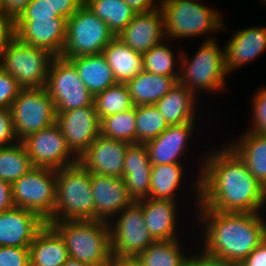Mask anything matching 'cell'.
Wrapping results in <instances>:
<instances>
[{
	"instance_id": "cell-1",
	"label": "cell",
	"mask_w": 266,
	"mask_h": 266,
	"mask_svg": "<svg viewBox=\"0 0 266 266\" xmlns=\"http://www.w3.org/2000/svg\"><path fill=\"white\" fill-rule=\"evenodd\" d=\"M204 156L200 174L191 186L196 191L198 207L260 213L266 203L264 187L230 145Z\"/></svg>"
},
{
	"instance_id": "cell-2",
	"label": "cell",
	"mask_w": 266,
	"mask_h": 266,
	"mask_svg": "<svg viewBox=\"0 0 266 266\" xmlns=\"http://www.w3.org/2000/svg\"><path fill=\"white\" fill-rule=\"evenodd\" d=\"M198 209L197 219L205 230L203 250L210 255L240 264L266 239V223L260 213Z\"/></svg>"
},
{
	"instance_id": "cell-3",
	"label": "cell",
	"mask_w": 266,
	"mask_h": 266,
	"mask_svg": "<svg viewBox=\"0 0 266 266\" xmlns=\"http://www.w3.org/2000/svg\"><path fill=\"white\" fill-rule=\"evenodd\" d=\"M64 240L69 258L89 266H112L110 227L101 220L47 222Z\"/></svg>"
},
{
	"instance_id": "cell-4",
	"label": "cell",
	"mask_w": 266,
	"mask_h": 266,
	"mask_svg": "<svg viewBox=\"0 0 266 266\" xmlns=\"http://www.w3.org/2000/svg\"><path fill=\"white\" fill-rule=\"evenodd\" d=\"M94 220L91 173L79 162L57 170L54 215L48 222Z\"/></svg>"
},
{
	"instance_id": "cell-5",
	"label": "cell",
	"mask_w": 266,
	"mask_h": 266,
	"mask_svg": "<svg viewBox=\"0 0 266 266\" xmlns=\"http://www.w3.org/2000/svg\"><path fill=\"white\" fill-rule=\"evenodd\" d=\"M215 39L207 38L189 61L187 56H183L185 54L183 52L179 58L177 57L181 59L180 68L177 67L181 70L178 82L194 94L198 89L218 92L226 88L228 73L225 65V50H220Z\"/></svg>"
},
{
	"instance_id": "cell-6",
	"label": "cell",
	"mask_w": 266,
	"mask_h": 266,
	"mask_svg": "<svg viewBox=\"0 0 266 266\" xmlns=\"http://www.w3.org/2000/svg\"><path fill=\"white\" fill-rule=\"evenodd\" d=\"M55 56L12 36L0 60V67L13 76L22 89L46 87L50 64Z\"/></svg>"
},
{
	"instance_id": "cell-7",
	"label": "cell",
	"mask_w": 266,
	"mask_h": 266,
	"mask_svg": "<svg viewBox=\"0 0 266 266\" xmlns=\"http://www.w3.org/2000/svg\"><path fill=\"white\" fill-rule=\"evenodd\" d=\"M166 39L211 34L223 28L222 16L197 0H173L161 7Z\"/></svg>"
},
{
	"instance_id": "cell-8",
	"label": "cell",
	"mask_w": 266,
	"mask_h": 266,
	"mask_svg": "<svg viewBox=\"0 0 266 266\" xmlns=\"http://www.w3.org/2000/svg\"><path fill=\"white\" fill-rule=\"evenodd\" d=\"M108 24L83 4L67 19L64 59L102 53L114 38Z\"/></svg>"
},
{
	"instance_id": "cell-9",
	"label": "cell",
	"mask_w": 266,
	"mask_h": 266,
	"mask_svg": "<svg viewBox=\"0 0 266 266\" xmlns=\"http://www.w3.org/2000/svg\"><path fill=\"white\" fill-rule=\"evenodd\" d=\"M57 170L34 167L11 185L14 207L37 213L46 223L53 217Z\"/></svg>"
},
{
	"instance_id": "cell-10",
	"label": "cell",
	"mask_w": 266,
	"mask_h": 266,
	"mask_svg": "<svg viewBox=\"0 0 266 266\" xmlns=\"http://www.w3.org/2000/svg\"><path fill=\"white\" fill-rule=\"evenodd\" d=\"M10 110L18 141L56 123V109L46 87L21 89Z\"/></svg>"
},
{
	"instance_id": "cell-11",
	"label": "cell",
	"mask_w": 266,
	"mask_h": 266,
	"mask_svg": "<svg viewBox=\"0 0 266 266\" xmlns=\"http://www.w3.org/2000/svg\"><path fill=\"white\" fill-rule=\"evenodd\" d=\"M46 89L56 112L94 104L95 97L82 82L75 66L61 56L54 57L50 64Z\"/></svg>"
},
{
	"instance_id": "cell-12",
	"label": "cell",
	"mask_w": 266,
	"mask_h": 266,
	"mask_svg": "<svg viewBox=\"0 0 266 266\" xmlns=\"http://www.w3.org/2000/svg\"><path fill=\"white\" fill-rule=\"evenodd\" d=\"M117 216L109 223L112 256L114 260L136 258L155 242L146 228L142 207L134 201Z\"/></svg>"
},
{
	"instance_id": "cell-13",
	"label": "cell",
	"mask_w": 266,
	"mask_h": 266,
	"mask_svg": "<svg viewBox=\"0 0 266 266\" xmlns=\"http://www.w3.org/2000/svg\"><path fill=\"white\" fill-rule=\"evenodd\" d=\"M21 142L34 167L59 170L79 162V158L68 147L57 123L30 134Z\"/></svg>"
},
{
	"instance_id": "cell-14",
	"label": "cell",
	"mask_w": 266,
	"mask_h": 266,
	"mask_svg": "<svg viewBox=\"0 0 266 266\" xmlns=\"http://www.w3.org/2000/svg\"><path fill=\"white\" fill-rule=\"evenodd\" d=\"M56 114V123L68 147L80 158L100 135V119L95 103L66 112H56Z\"/></svg>"
},
{
	"instance_id": "cell-15",
	"label": "cell",
	"mask_w": 266,
	"mask_h": 266,
	"mask_svg": "<svg viewBox=\"0 0 266 266\" xmlns=\"http://www.w3.org/2000/svg\"><path fill=\"white\" fill-rule=\"evenodd\" d=\"M67 20L65 18L15 20L14 36L22 42L61 56L66 41Z\"/></svg>"
},
{
	"instance_id": "cell-16",
	"label": "cell",
	"mask_w": 266,
	"mask_h": 266,
	"mask_svg": "<svg viewBox=\"0 0 266 266\" xmlns=\"http://www.w3.org/2000/svg\"><path fill=\"white\" fill-rule=\"evenodd\" d=\"M91 189L94 220L113 223L112 216H116L134 202L128 194L123 178L91 173Z\"/></svg>"
},
{
	"instance_id": "cell-17",
	"label": "cell",
	"mask_w": 266,
	"mask_h": 266,
	"mask_svg": "<svg viewBox=\"0 0 266 266\" xmlns=\"http://www.w3.org/2000/svg\"><path fill=\"white\" fill-rule=\"evenodd\" d=\"M128 145L100 134L80 156L79 163L90 173L122 178Z\"/></svg>"
},
{
	"instance_id": "cell-18",
	"label": "cell",
	"mask_w": 266,
	"mask_h": 266,
	"mask_svg": "<svg viewBox=\"0 0 266 266\" xmlns=\"http://www.w3.org/2000/svg\"><path fill=\"white\" fill-rule=\"evenodd\" d=\"M118 37L136 52L144 54L166 39L164 15L157 7L152 11L136 13Z\"/></svg>"
},
{
	"instance_id": "cell-19",
	"label": "cell",
	"mask_w": 266,
	"mask_h": 266,
	"mask_svg": "<svg viewBox=\"0 0 266 266\" xmlns=\"http://www.w3.org/2000/svg\"><path fill=\"white\" fill-rule=\"evenodd\" d=\"M46 225L37 213L13 207L0 213V247H29Z\"/></svg>"
},
{
	"instance_id": "cell-20",
	"label": "cell",
	"mask_w": 266,
	"mask_h": 266,
	"mask_svg": "<svg viewBox=\"0 0 266 266\" xmlns=\"http://www.w3.org/2000/svg\"><path fill=\"white\" fill-rule=\"evenodd\" d=\"M196 122L170 125L158 137L145 143L152 165L180 163Z\"/></svg>"
},
{
	"instance_id": "cell-21",
	"label": "cell",
	"mask_w": 266,
	"mask_h": 266,
	"mask_svg": "<svg viewBox=\"0 0 266 266\" xmlns=\"http://www.w3.org/2000/svg\"><path fill=\"white\" fill-rule=\"evenodd\" d=\"M225 50V65L230 74L242 65L256 59L266 50V27H248L236 31L228 40Z\"/></svg>"
},
{
	"instance_id": "cell-22",
	"label": "cell",
	"mask_w": 266,
	"mask_h": 266,
	"mask_svg": "<svg viewBox=\"0 0 266 266\" xmlns=\"http://www.w3.org/2000/svg\"><path fill=\"white\" fill-rule=\"evenodd\" d=\"M152 164L145 144H129L125 154L123 179L133 201L149 197Z\"/></svg>"
},
{
	"instance_id": "cell-23",
	"label": "cell",
	"mask_w": 266,
	"mask_h": 266,
	"mask_svg": "<svg viewBox=\"0 0 266 266\" xmlns=\"http://www.w3.org/2000/svg\"><path fill=\"white\" fill-rule=\"evenodd\" d=\"M136 202L142 207L146 228L155 241L178 238L176 201L145 198Z\"/></svg>"
},
{
	"instance_id": "cell-24",
	"label": "cell",
	"mask_w": 266,
	"mask_h": 266,
	"mask_svg": "<svg viewBox=\"0 0 266 266\" xmlns=\"http://www.w3.org/2000/svg\"><path fill=\"white\" fill-rule=\"evenodd\" d=\"M68 259L64 240L46 223L29 246L30 266H63Z\"/></svg>"
},
{
	"instance_id": "cell-25",
	"label": "cell",
	"mask_w": 266,
	"mask_h": 266,
	"mask_svg": "<svg viewBox=\"0 0 266 266\" xmlns=\"http://www.w3.org/2000/svg\"><path fill=\"white\" fill-rule=\"evenodd\" d=\"M196 94L177 82L154 105L160 110L168 125L188 123L196 118ZM196 101V102H195ZM196 104V105H195Z\"/></svg>"
},
{
	"instance_id": "cell-26",
	"label": "cell",
	"mask_w": 266,
	"mask_h": 266,
	"mask_svg": "<svg viewBox=\"0 0 266 266\" xmlns=\"http://www.w3.org/2000/svg\"><path fill=\"white\" fill-rule=\"evenodd\" d=\"M178 79L179 77L163 76L142 70L125 84L134 106L151 105L165 96L175 86Z\"/></svg>"
},
{
	"instance_id": "cell-27",
	"label": "cell",
	"mask_w": 266,
	"mask_h": 266,
	"mask_svg": "<svg viewBox=\"0 0 266 266\" xmlns=\"http://www.w3.org/2000/svg\"><path fill=\"white\" fill-rule=\"evenodd\" d=\"M116 82L126 83L143 70L142 54L127 46L118 36L102 51Z\"/></svg>"
},
{
	"instance_id": "cell-28",
	"label": "cell",
	"mask_w": 266,
	"mask_h": 266,
	"mask_svg": "<svg viewBox=\"0 0 266 266\" xmlns=\"http://www.w3.org/2000/svg\"><path fill=\"white\" fill-rule=\"evenodd\" d=\"M68 60L75 66L82 82L94 97L117 83L113 71L102 53Z\"/></svg>"
},
{
	"instance_id": "cell-29",
	"label": "cell",
	"mask_w": 266,
	"mask_h": 266,
	"mask_svg": "<svg viewBox=\"0 0 266 266\" xmlns=\"http://www.w3.org/2000/svg\"><path fill=\"white\" fill-rule=\"evenodd\" d=\"M231 148L245 162L251 175L264 187L266 185V135L245 131Z\"/></svg>"
},
{
	"instance_id": "cell-30",
	"label": "cell",
	"mask_w": 266,
	"mask_h": 266,
	"mask_svg": "<svg viewBox=\"0 0 266 266\" xmlns=\"http://www.w3.org/2000/svg\"><path fill=\"white\" fill-rule=\"evenodd\" d=\"M183 174L181 163L152 165L148 198L176 201L175 194Z\"/></svg>"
},
{
	"instance_id": "cell-31",
	"label": "cell",
	"mask_w": 266,
	"mask_h": 266,
	"mask_svg": "<svg viewBox=\"0 0 266 266\" xmlns=\"http://www.w3.org/2000/svg\"><path fill=\"white\" fill-rule=\"evenodd\" d=\"M84 4L108 24L115 37L136 15V12L124 0H85Z\"/></svg>"
},
{
	"instance_id": "cell-32",
	"label": "cell",
	"mask_w": 266,
	"mask_h": 266,
	"mask_svg": "<svg viewBox=\"0 0 266 266\" xmlns=\"http://www.w3.org/2000/svg\"><path fill=\"white\" fill-rule=\"evenodd\" d=\"M180 246L178 238L155 241L135 259L142 266H186L189 256Z\"/></svg>"
},
{
	"instance_id": "cell-33",
	"label": "cell",
	"mask_w": 266,
	"mask_h": 266,
	"mask_svg": "<svg viewBox=\"0 0 266 266\" xmlns=\"http://www.w3.org/2000/svg\"><path fill=\"white\" fill-rule=\"evenodd\" d=\"M34 166L21 141L0 147V179L9 184L28 173Z\"/></svg>"
},
{
	"instance_id": "cell-34",
	"label": "cell",
	"mask_w": 266,
	"mask_h": 266,
	"mask_svg": "<svg viewBox=\"0 0 266 266\" xmlns=\"http://www.w3.org/2000/svg\"><path fill=\"white\" fill-rule=\"evenodd\" d=\"M100 134L106 138L136 144V106L104 117L100 121Z\"/></svg>"
},
{
	"instance_id": "cell-35",
	"label": "cell",
	"mask_w": 266,
	"mask_h": 266,
	"mask_svg": "<svg viewBox=\"0 0 266 266\" xmlns=\"http://www.w3.org/2000/svg\"><path fill=\"white\" fill-rule=\"evenodd\" d=\"M168 127L165 118L154 104L136 106V143L145 144L158 137Z\"/></svg>"
},
{
	"instance_id": "cell-36",
	"label": "cell",
	"mask_w": 266,
	"mask_h": 266,
	"mask_svg": "<svg viewBox=\"0 0 266 266\" xmlns=\"http://www.w3.org/2000/svg\"><path fill=\"white\" fill-rule=\"evenodd\" d=\"M96 111L100 121L111 114L132 108L130 93L125 83L117 82L94 98Z\"/></svg>"
},
{
	"instance_id": "cell-37",
	"label": "cell",
	"mask_w": 266,
	"mask_h": 266,
	"mask_svg": "<svg viewBox=\"0 0 266 266\" xmlns=\"http://www.w3.org/2000/svg\"><path fill=\"white\" fill-rule=\"evenodd\" d=\"M171 50L163 41L153 46L142 54L143 70L163 76L179 77L180 71H176L174 68L177 67L175 66L177 59Z\"/></svg>"
},
{
	"instance_id": "cell-38",
	"label": "cell",
	"mask_w": 266,
	"mask_h": 266,
	"mask_svg": "<svg viewBox=\"0 0 266 266\" xmlns=\"http://www.w3.org/2000/svg\"><path fill=\"white\" fill-rule=\"evenodd\" d=\"M256 94L252 96V112H253V123L250 131L255 133L266 135V87H262L257 90Z\"/></svg>"
},
{
	"instance_id": "cell-39",
	"label": "cell",
	"mask_w": 266,
	"mask_h": 266,
	"mask_svg": "<svg viewBox=\"0 0 266 266\" xmlns=\"http://www.w3.org/2000/svg\"><path fill=\"white\" fill-rule=\"evenodd\" d=\"M21 89L17 80L0 67V109H10Z\"/></svg>"
},
{
	"instance_id": "cell-40",
	"label": "cell",
	"mask_w": 266,
	"mask_h": 266,
	"mask_svg": "<svg viewBox=\"0 0 266 266\" xmlns=\"http://www.w3.org/2000/svg\"><path fill=\"white\" fill-rule=\"evenodd\" d=\"M63 18L54 13L48 0H32L16 20Z\"/></svg>"
},
{
	"instance_id": "cell-41",
	"label": "cell",
	"mask_w": 266,
	"mask_h": 266,
	"mask_svg": "<svg viewBox=\"0 0 266 266\" xmlns=\"http://www.w3.org/2000/svg\"><path fill=\"white\" fill-rule=\"evenodd\" d=\"M0 266H30L29 247H0Z\"/></svg>"
},
{
	"instance_id": "cell-42",
	"label": "cell",
	"mask_w": 266,
	"mask_h": 266,
	"mask_svg": "<svg viewBox=\"0 0 266 266\" xmlns=\"http://www.w3.org/2000/svg\"><path fill=\"white\" fill-rule=\"evenodd\" d=\"M17 141L11 110L0 109V147L11 145Z\"/></svg>"
},
{
	"instance_id": "cell-43",
	"label": "cell",
	"mask_w": 266,
	"mask_h": 266,
	"mask_svg": "<svg viewBox=\"0 0 266 266\" xmlns=\"http://www.w3.org/2000/svg\"><path fill=\"white\" fill-rule=\"evenodd\" d=\"M186 266H239V264L210 255L203 250L200 255L189 256Z\"/></svg>"
},
{
	"instance_id": "cell-44",
	"label": "cell",
	"mask_w": 266,
	"mask_h": 266,
	"mask_svg": "<svg viewBox=\"0 0 266 266\" xmlns=\"http://www.w3.org/2000/svg\"><path fill=\"white\" fill-rule=\"evenodd\" d=\"M54 13L66 20L69 19L83 4L84 0H48Z\"/></svg>"
},
{
	"instance_id": "cell-45",
	"label": "cell",
	"mask_w": 266,
	"mask_h": 266,
	"mask_svg": "<svg viewBox=\"0 0 266 266\" xmlns=\"http://www.w3.org/2000/svg\"><path fill=\"white\" fill-rule=\"evenodd\" d=\"M32 0H2V15L13 22Z\"/></svg>"
},
{
	"instance_id": "cell-46",
	"label": "cell",
	"mask_w": 266,
	"mask_h": 266,
	"mask_svg": "<svg viewBox=\"0 0 266 266\" xmlns=\"http://www.w3.org/2000/svg\"><path fill=\"white\" fill-rule=\"evenodd\" d=\"M239 266H266V239Z\"/></svg>"
},
{
	"instance_id": "cell-47",
	"label": "cell",
	"mask_w": 266,
	"mask_h": 266,
	"mask_svg": "<svg viewBox=\"0 0 266 266\" xmlns=\"http://www.w3.org/2000/svg\"><path fill=\"white\" fill-rule=\"evenodd\" d=\"M13 35V21L10 18L0 15V60L5 51L7 42Z\"/></svg>"
},
{
	"instance_id": "cell-48",
	"label": "cell",
	"mask_w": 266,
	"mask_h": 266,
	"mask_svg": "<svg viewBox=\"0 0 266 266\" xmlns=\"http://www.w3.org/2000/svg\"><path fill=\"white\" fill-rule=\"evenodd\" d=\"M13 207L11 184L0 179V213Z\"/></svg>"
},
{
	"instance_id": "cell-49",
	"label": "cell",
	"mask_w": 266,
	"mask_h": 266,
	"mask_svg": "<svg viewBox=\"0 0 266 266\" xmlns=\"http://www.w3.org/2000/svg\"><path fill=\"white\" fill-rule=\"evenodd\" d=\"M136 13L148 12L157 8L153 0H124Z\"/></svg>"
},
{
	"instance_id": "cell-50",
	"label": "cell",
	"mask_w": 266,
	"mask_h": 266,
	"mask_svg": "<svg viewBox=\"0 0 266 266\" xmlns=\"http://www.w3.org/2000/svg\"><path fill=\"white\" fill-rule=\"evenodd\" d=\"M112 266H142L135 258H124L113 261Z\"/></svg>"
},
{
	"instance_id": "cell-51",
	"label": "cell",
	"mask_w": 266,
	"mask_h": 266,
	"mask_svg": "<svg viewBox=\"0 0 266 266\" xmlns=\"http://www.w3.org/2000/svg\"><path fill=\"white\" fill-rule=\"evenodd\" d=\"M63 266H89L87 264H84L78 260L69 258Z\"/></svg>"
},
{
	"instance_id": "cell-52",
	"label": "cell",
	"mask_w": 266,
	"mask_h": 266,
	"mask_svg": "<svg viewBox=\"0 0 266 266\" xmlns=\"http://www.w3.org/2000/svg\"><path fill=\"white\" fill-rule=\"evenodd\" d=\"M156 0H153V2H154V4L157 6V7H162L163 5H165L166 3H168V2H171V1H173V0H157V2L158 1H160V2H155Z\"/></svg>"
},
{
	"instance_id": "cell-53",
	"label": "cell",
	"mask_w": 266,
	"mask_h": 266,
	"mask_svg": "<svg viewBox=\"0 0 266 266\" xmlns=\"http://www.w3.org/2000/svg\"><path fill=\"white\" fill-rule=\"evenodd\" d=\"M0 15H2V0H0Z\"/></svg>"
},
{
	"instance_id": "cell-54",
	"label": "cell",
	"mask_w": 266,
	"mask_h": 266,
	"mask_svg": "<svg viewBox=\"0 0 266 266\" xmlns=\"http://www.w3.org/2000/svg\"><path fill=\"white\" fill-rule=\"evenodd\" d=\"M264 194H265V198H266V185L264 186Z\"/></svg>"
}]
</instances>
